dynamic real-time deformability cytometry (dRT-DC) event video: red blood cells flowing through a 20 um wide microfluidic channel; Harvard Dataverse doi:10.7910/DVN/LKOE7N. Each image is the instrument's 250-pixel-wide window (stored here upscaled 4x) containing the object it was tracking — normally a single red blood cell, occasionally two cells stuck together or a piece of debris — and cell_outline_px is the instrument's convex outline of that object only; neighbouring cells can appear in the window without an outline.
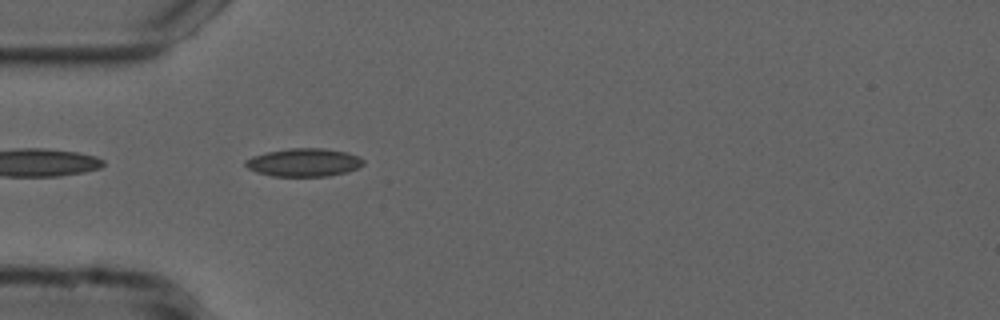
{"species": "common noctule bat (a hibernating species)", "species_latin": "Nyctalus noctula", "temperature_condition": "cold", "stored_images_in_passage": 40, "camera_frame_rate_fps": 3000, "um_per_image_px": 0.085, "animal": {"sex": "male", "forearm_length_mm": 52.5}, "frame": {"image": 1, "passage_image": 2, "time_ms": 0.333, "image_size_px": [1000, 320], "cell_outline_px": [[364, 164], [348, 172], [328, 176], [272, 176], [256, 172], [248, 168], [244, 164], [244, 160], [252, 156], [268, 152], [288, 148], [324, 148], [348, 152], [364, 160]], "centroid_in_image_um": [25.82, 13.8], "position_along_channel_um": 59.2, "area_um2": 19.36}}
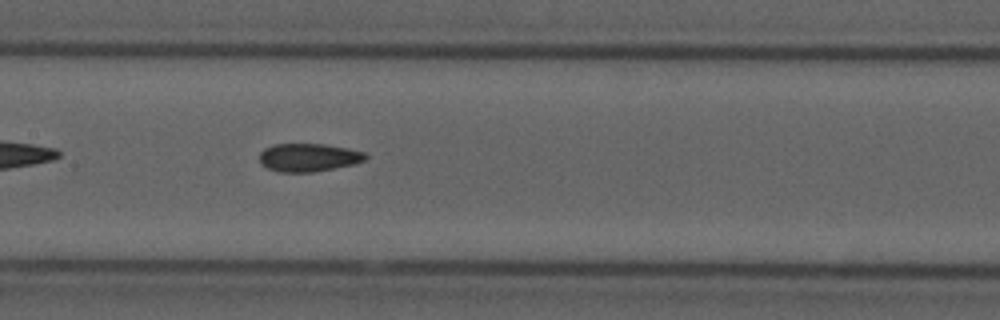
{"frame": {"image": 2, "passage_image": 12, "time_ms": 3.667, "image_size_px": [1000, 320], "cell_outline_px": [[368, 156], [364, 160], [356, 164], [312, 172], [280, 172], [268, 168], [260, 164], [260, 152], [264, 148], [272, 144], [324, 144], [348, 148], [364, 152]], "centroid_in_image_um": [26.22, 13.38], "position_along_channel_um": 181.2, "area_um2": 17.46}}
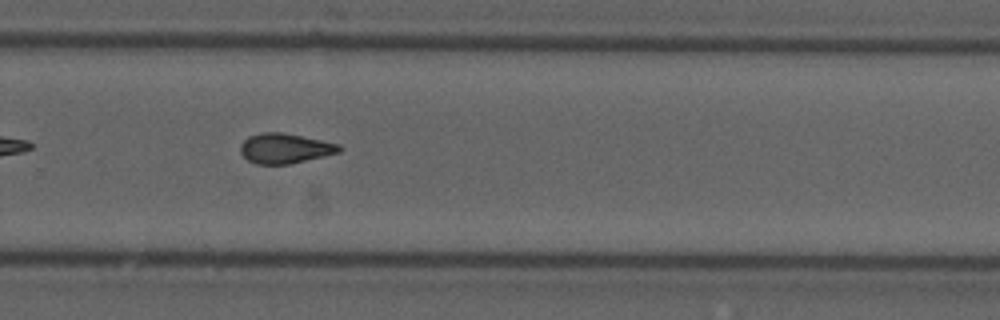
{"frame": {"image": 3, "passage_image": 22, "time_ms": 7.0, "image_size_px": [1000, 320], "cell_outline_px": [[344, 148], [340, 152], [324, 156], [288, 164], [256, 164], [248, 160], [240, 152], [240, 144], [248, 136], [260, 132], [280, 132], [340, 144]], "centroid_in_image_um": [24.21, 12.61], "position_along_channel_um": 305.6, "area_um2": 17.22}, "authors_computed_cell_mechanics": {"area_um2": 17.2533, "velocity_mm_per_s": 3.7474, "shape_relaxation_time_tau1_ms": 9.7057, "shape_relaxation_time_tau2_ms": 3.8516, "deformation_change_tau1": 0.1752, "deformation_change_tau2": 0.1116}}